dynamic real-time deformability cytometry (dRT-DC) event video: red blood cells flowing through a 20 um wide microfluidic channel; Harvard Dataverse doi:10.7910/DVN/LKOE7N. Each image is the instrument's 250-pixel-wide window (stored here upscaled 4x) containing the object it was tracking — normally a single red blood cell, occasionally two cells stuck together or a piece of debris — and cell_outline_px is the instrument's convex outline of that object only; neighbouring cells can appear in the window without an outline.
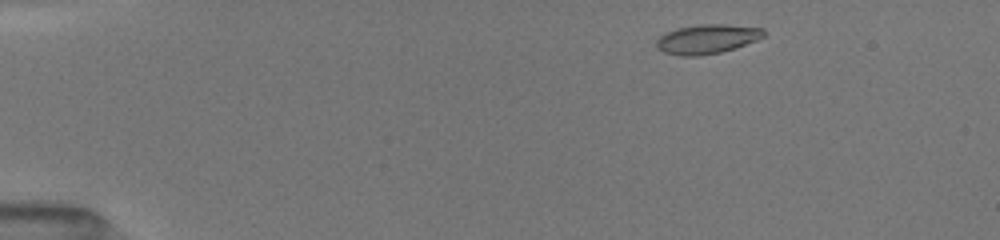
{"species": "common noctule bat (a hibernating species)", "species_latin": "Nyctalus noctula", "temperature_condition": "room temperature", "stored_images_in_passage": 4, "camera_frame_rate_fps": 3000, "um_per_image_px": 0.085, "animal": {"sex": "female", "body_mass_g": 19.5, "forearm_length_mm": 54.1}, "frame": {"image": 1, "passage_image": 1, "time_ms": 0.0, "image_size_px": [1000, 240], "cell_outline_px": [[764, 36], [756, 40], [720, 52], [700, 56], [680, 56], [664, 52], [656, 48], [656, 40], [660, 36], [676, 28], [704, 24], [724, 24], [764, 28]], "centroid_in_image_um": [60.07, 3.32], "position_along_channel_um": 24.9, "area_um2": 18.15}}